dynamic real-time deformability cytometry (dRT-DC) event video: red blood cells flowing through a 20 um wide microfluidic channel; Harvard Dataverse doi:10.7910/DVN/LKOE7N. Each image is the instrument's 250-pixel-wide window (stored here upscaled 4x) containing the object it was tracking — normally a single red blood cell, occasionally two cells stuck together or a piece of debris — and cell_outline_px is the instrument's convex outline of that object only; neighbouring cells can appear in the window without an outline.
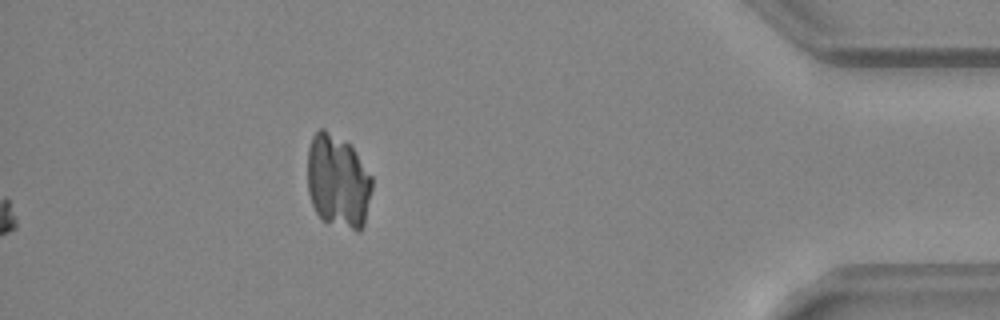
{"species": "common noctule bat (a hibernating species)", "species_latin": "Nyctalus noctula", "temperature_condition": "warm", "stored_images_in_passage": 52, "camera_frame_rate_fps": 3000, "um_per_image_px": 0.085, "animal": {"sex": "female", "body_mass_g": 24.6, "forearm_length_mm": 56.2}, "frame": {"image": 1, "passage_image": 52, "time_ms": 17.0, "image_size_px": [1000, 320], "cell_outline_px": [[372, 188], [364, 224], [360, 232], [356, 232], [324, 220], [316, 212], [312, 204], [308, 192], [308, 148], [312, 136], [320, 128], [324, 128], [348, 144], [352, 148], [372, 176]], "centroid_in_image_um": [28.72, 15.43], "position_along_channel_um": 406.5, "area_um2": 35.03}}